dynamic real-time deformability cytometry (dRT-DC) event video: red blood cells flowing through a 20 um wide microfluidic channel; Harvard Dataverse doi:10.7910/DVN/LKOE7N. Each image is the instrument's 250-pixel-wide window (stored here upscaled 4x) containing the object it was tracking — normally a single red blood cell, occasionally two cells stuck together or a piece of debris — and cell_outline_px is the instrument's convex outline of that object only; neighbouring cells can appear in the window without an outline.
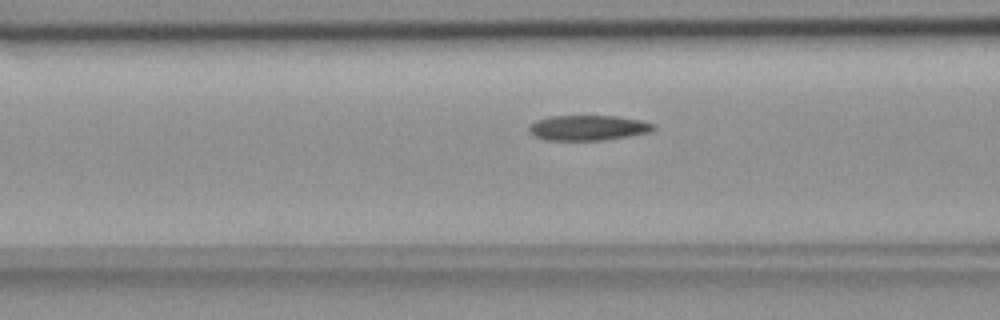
{"species": "common noctule bat (a hibernating species)", "species_latin": "Nyctalus noctula", "temperature_condition": "room temperature", "stored_images_in_passage": 45, "camera_frame_rate_fps": 3000, "um_per_image_px": 0.085, "animal": {"sex": "female", "body_mass_g": 18.4}, "frame": {"image": 1, "passage_image": 11, "time_ms": 3.333, "image_size_px": [1000, 320], "cell_outline_px": [[656, 128], [652, 132], [604, 140], [544, 140], [536, 136], [528, 128], [536, 120], [548, 116], [616, 116], [640, 120], [656, 124]], "centroid_in_image_um": [50.04, 10.86], "position_along_channel_um": 116.6, "area_um2": 18.26}}
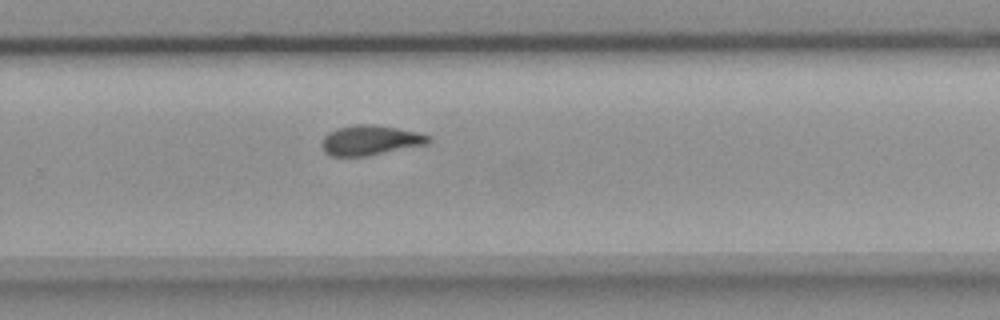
{"frame": {"image": 2, "passage_image": 26, "time_ms": 8.333, "image_size_px": [1000, 320], "cell_outline_px": [[432, 140], [428, 144], [364, 156], [328, 156], [324, 152], [320, 144], [324, 136], [328, 132], [336, 128], [356, 124], [372, 124], [420, 132], [428, 136]], "centroid_in_image_um": [31.43, 11.92], "position_along_channel_um": 298.4, "area_um2": 18.67}}
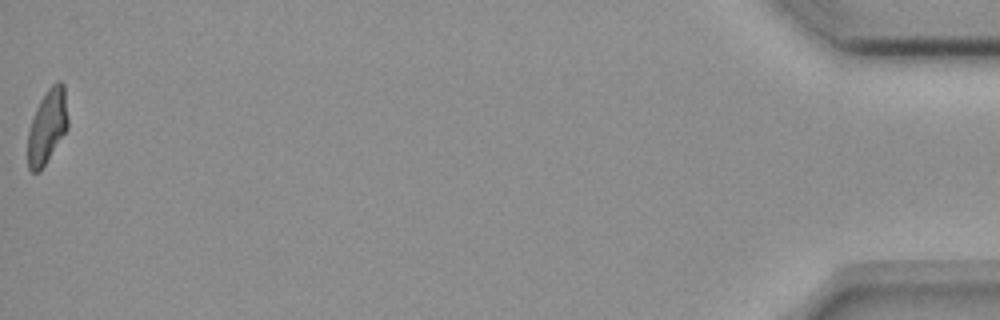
{"frame": {"image": 3, "passage_image": 45, "time_ms": 14.667, "image_size_px": [1000, 320], "cell_outline_px": [[68, 128], [40, 172], [32, 172], [28, 168], [28, 132], [36, 108], [40, 100], [48, 88], [56, 80], [60, 80], [64, 84], [68, 120]], "centroid_in_image_um": [4.03, 10.73], "position_along_channel_um": 431.2, "area_um2": 17.34}, "authors_computed_cell_mechanics": {"area_um2": 18.4382, "velocity_mm_per_s": 3.6509, "shape_relaxation_time_tau1_ms": null, "shape_relaxation_time_tau2_ms": 4.4257, "deformation_change_tau1": null, "deformation_change_tau2": 0.1138}}